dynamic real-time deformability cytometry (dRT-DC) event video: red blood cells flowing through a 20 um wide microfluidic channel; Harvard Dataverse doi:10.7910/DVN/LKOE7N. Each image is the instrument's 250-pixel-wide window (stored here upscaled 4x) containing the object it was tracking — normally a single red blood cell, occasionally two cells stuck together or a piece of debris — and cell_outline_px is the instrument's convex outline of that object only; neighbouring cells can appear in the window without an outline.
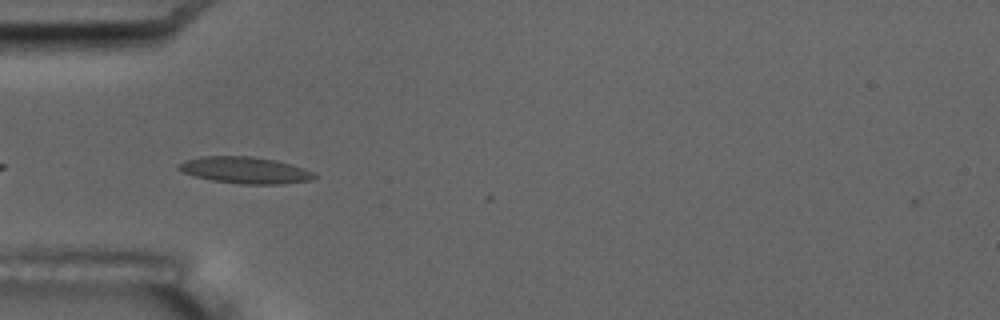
{"species": "common noctule bat (a hibernating species)", "species_latin": "Nyctalus noctula", "temperature_condition": "room temperature", "stored_images_in_passage": 7, "camera_frame_rate_fps": 3000, "um_per_image_px": 0.085, "animal": {"sex": "male", "body_mass_g": 17.5, "forearm_length_mm": 52.3}, "frame": {"image": 1, "passage_image": 6, "time_ms": 5.667, "image_size_px": [1000, 320], "cell_outline_px": [[316, 176], [312, 180], [280, 184], [240, 184], [212, 180], [180, 172], [176, 168], [176, 164], [184, 160], [200, 156], [252, 156], [276, 160], [292, 164], [316, 172]], "centroid_in_image_um": [20.81, 14.46], "position_along_channel_um": 64.2, "area_um2": 21.33}}